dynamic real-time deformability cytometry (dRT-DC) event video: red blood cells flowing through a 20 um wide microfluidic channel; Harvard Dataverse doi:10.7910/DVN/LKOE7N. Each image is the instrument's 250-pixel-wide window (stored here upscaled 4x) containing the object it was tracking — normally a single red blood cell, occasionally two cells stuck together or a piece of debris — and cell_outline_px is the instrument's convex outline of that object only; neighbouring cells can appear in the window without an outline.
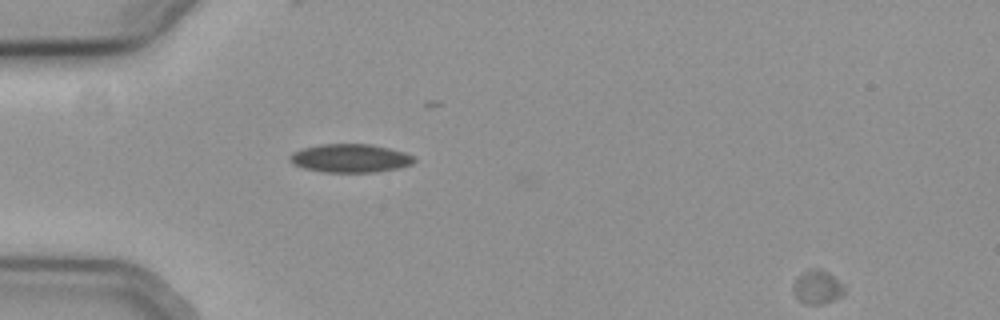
{"species": "common noctule bat (a hibernating species)", "species_latin": "Nyctalus noctula", "temperature_condition": "cold", "stored_images_in_passage": 11, "segment_of_instrument_passage": [2, 2], "camera_frame_rate_fps": 3000, "um_per_image_px": 0.085, "animal": {"sex": "female", "body_mass_g": 19.3, "forearm_length_mm": 54.1}, "frame": {"image": 1, "passage_image": 11, "time_ms": 3.333, "image_size_px": [1000, 320], "cell_outline_px": [[844, 296], [824, 304], [804, 304], [792, 292], [792, 284], [808, 268], [820, 268], [828, 272], [844, 288]], "centroid_in_image_um": [69.45, 24.42], "position_along_channel_um": 15.5, "area_um2": 10.0}}